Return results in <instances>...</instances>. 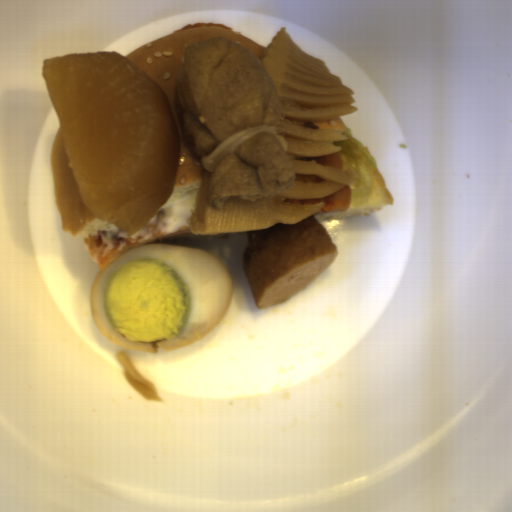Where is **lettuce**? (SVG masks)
Listing matches in <instances>:
<instances>
[{"mask_svg":"<svg viewBox=\"0 0 512 512\" xmlns=\"http://www.w3.org/2000/svg\"><path fill=\"white\" fill-rule=\"evenodd\" d=\"M346 137V140H333L335 146H340L336 151L342 163L343 171L351 169L359 178H356L350 185L351 202L350 207L364 204L370 197L374 188V173L376 160L367 147L352 136L349 128L339 132ZM349 207V208H350Z\"/></svg>","mask_w":512,"mask_h":512,"instance_id":"lettuce-1","label":"lettuce"}]
</instances>
